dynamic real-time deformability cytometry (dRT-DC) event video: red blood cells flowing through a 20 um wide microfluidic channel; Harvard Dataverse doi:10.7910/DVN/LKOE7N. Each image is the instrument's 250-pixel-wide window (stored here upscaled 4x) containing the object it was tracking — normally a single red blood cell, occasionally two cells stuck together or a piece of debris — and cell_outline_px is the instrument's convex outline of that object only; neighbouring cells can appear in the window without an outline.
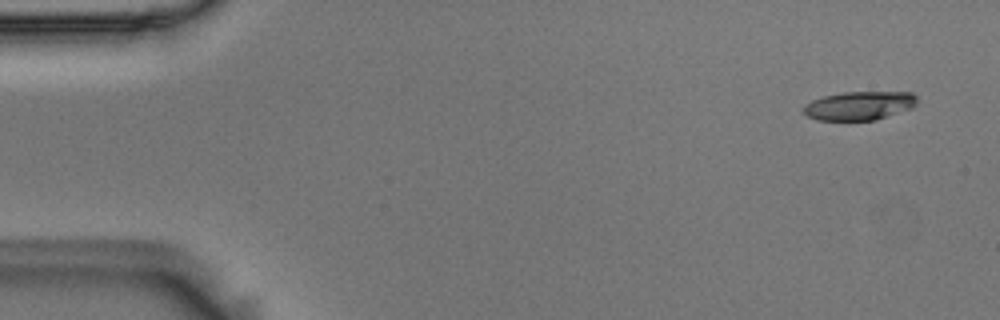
{"species": "Egyptian fruit bat (a non-hibernating species)", "species_latin": "Rousettus aegyptiacus", "temperature_condition": "room temperature", "stored_images_in_passage": 7, "camera_frame_rate_fps": 3000, "um_per_image_px": 0.085, "animal": {"sex": "male"}, "frame": {"image": 1, "passage_image": 1, "time_ms": 0.0, "image_size_px": [1000, 320], "cell_outline_px": [[916, 104], [912, 108], [876, 120], [816, 120], [808, 116], [804, 112], [804, 104], [812, 100], [824, 96], [844, 92], [912, 92], [916, 96]], "centroid_in_image_um": [73.05, 8.98], "position_along_channel_um": 12.0, "area_um2": 18.96}}
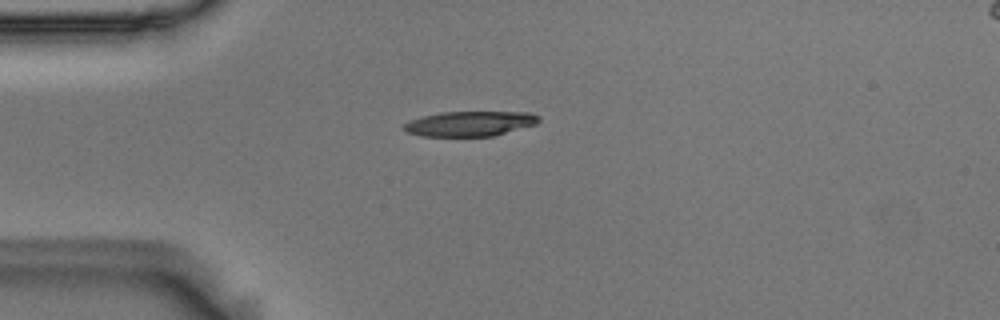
{"frame": {"image": 2, "passage_image": 4, "time_ms": 1.0, "image_size_px": [1000, 320], "cell_outline_px": [[540, 120], [536, 124], [492, 136], [420, 136], [408, 132], [400, 128], [408, 120], [440, 112], [532, 112], [540, 116]], "centroid_in_image_um": [39.92, 10.5], "position_along_channel_um": 45.1, "area_um2": 19.71}}
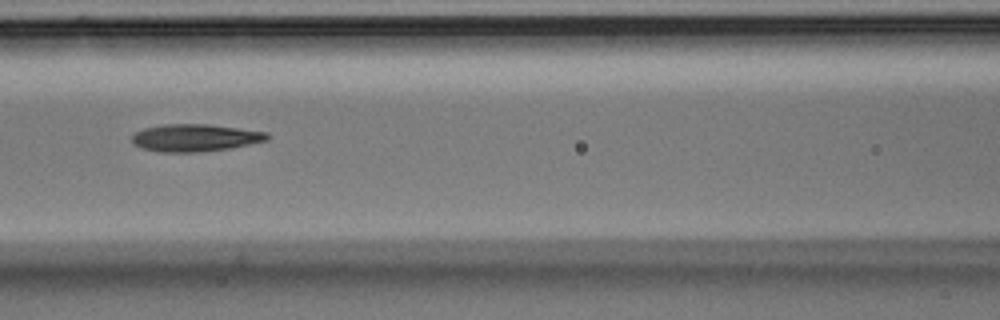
{"frame": {"image": 3, "passage_image": 7, "time_ms": 2.0, "image_size_px": [1000, 320], "cell_outline_px": [[268, 140], [228, 148], [200, 152], [160, 152], [140, 148], [132, 144], [132, 136], [136, 132], [144, 128], [164, 124], [208, 124], [268, 132]], "centroid_in_image_um": [16.54, 11.71], "position_along_channel_um": 150.1, "area_um2": 21.5}}